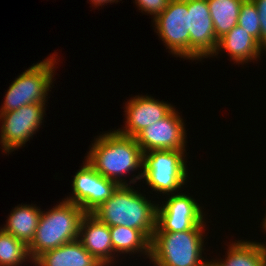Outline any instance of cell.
Wrapping results in <instances>:
<instances>
[{
  "label": "cell",
  "mask_w": 266,
  "mask_h": 266,
  "mask_svg": "<svg viewBox=\"0 0 266 266\" xmlns=\"http://www.w3.org/2000/svg\"><path fill=\"white\" fill-rule=\"evenodd\" d=\"M263 223H262V227H263V229H264V233H266V215H265V218H263Z\"/></svg>",
  "instance_id": "27"
},
{
  "label": "cell",
  "mask_w": 266,
  "mask_h": 266,
  "mask_svg": "<svg viewBox=\"0 0 266 266\" xmlns=\"http://www.w3.org/2000/svg\"><path fill=\"white\" fill-rule=\"evenodd\" d=\"M26 261L33 264L28 246L0 227V266H21Z\"/></svg>",
  "instance_id": "21"
},
{
  "label": "cell",
  "mask_w": 266,
  "mask_h": 266,
  "mask_svg": "<svg viewBox=\"0 0 266 266\" xmlns=\"http://www.w3.org/2000/svg\"><path fill=\"white\" fill-rule=\"evenodd\" d=\"M237 25L249 33V35H251L261 47V25L259 13L252 0H243Z\"/></svg>",
  "instance_id": "22"
},
{
  "label": "cell",
  "mask_w": 266,
  "mask_h": 266,
  "mask_svg": "<svg viewBox=\"0 0 266 266\" xmlns=\"http://www.w3.org/2000/svg\"><path fill=\"white\" fill-rule=\"evenodd\" d=\"M91 145L85 158L102 176L119 185L135 184L142 179L143 152L136 138L110 130L100 134ZM138 168L141 169L139 175H134L127 183L123 176Z\"/></svg>",
  "instance_id": "1"
},
{
  "label": "cell",
  "mask_w": 266,
  "mask_h": 266,
  "mask_svg": "<svg viewBox=\"0 0 266 266\" xmlns=\"http://www.w3.org/2000/svg\"><path fill=\"white\" fill-rule=\"evenodd\" d=\"M46 103H32L17 110L0 113V145L3 153L17 150L36 134L42 125ZM45 107V108H44Z\"/></svg>",
  "instance_id": "7"
},
{
  "label": "cell",
  "mask_w": 266,
  "mask_h": 266,
  "mask_svg": "<svg viewBox=\"0 0 266 266\" xmlns=\"http://www.w3.org/2000/svg\"><path fill=\"white\" fill-rule=\"evenodd\" d=\"M86 212L77 204L62 200L42 211L33 241L28 246L31 259L63 244L78 240L81 220Z\"/></svg>",
  "instance_id": "3"
},
{
  "label": "cell",
  "mask_w": 266,
  "mask_h": 266,
  "mask_svg": "<svg viewBox=\"0 0 266 266\" xmlns=\"http://www.w3.org/2000/svg\"><path fill=\"white\" fill-rule=\"evenodd\" d=\"M175 107L149 95H137L125 106V127L117 129L126 136L136 137L142 130L165 118Z\"/></svg>",
  "instance_id": "13"
},
{
  "label": "cell",
  "mask_w": 266,
  "mask_h": 266,
  "mask_svg": "<svg viewBox=\"0 0 266 266\" xmlns=\"http://www.w3.org/2000/svg\"><path fill=\"white\" fill-rule=\"evenodd\" d=\"M170 0H135L141 12L153 15V20L160 15L168 6Z\"/></svg>",
  "instance_id": "23"
},
{
  "label": "cell",
  "mask_w": 266,
  "mask_h": 266,
  "mask_svg": "<svg viewBox=\"0 0 266 266\" xmlns=\"http://www.w3.org/2000/svg\"><path fill=\"white\" fill-rule=\"evenodd\" d=\"M165 204L157 206V227L154 232H182L205 229V214L191 196L178 192L169 194Z\"/></svg>",
  "instance_id": "9"
},
{
  "label": "cell",
  "mask_w": 266,
  "mask_h": 266,
  "mask_svg": "<svg viewBox=\"0 0 266 266\" xmlns=\"http://www.w3.org/2000/svg\"><path fill=\"white\" fill-rule=\"evenodd\" d=\"M204 230L154 232L150 261L154 266H202L206 262L202 257Z\"/></svg>",
  "instance_id": "4"
},
{
  "label": "cell",
  "mask_w": 266,
  "mask_h": 266,
  "mask_svg": "<svg viewBox=\"0 0 266 266\" xmlns=\"http://www.w3.org/2000/svg\"><path fill=\"white\" fill-rule=\"evenodd\" d=\"M134 190L131 185H120L113 195L92 214L101 222L112 226H125L141 230L150 240L157 227V206L155 201Z\"/></svg>",
  "instance_id": "2"
},
{
  "label": "cell",
  "mask_w": 266,
  "mask_h": 266,
  "mask_svg": "<svg viewBox=\"0 0 266 266\" xmlns=\"http://www.w3.org/2000/svg\"><path fill=\"white\" fill-rule=\"evenodd\" d=\"M184 153L186 150H151L143 153L142 179L151 190L163 195L181 192L188 178Z\"/></svg>",
  "instance_id": "6"
},
{
  "label": "cell",
  "mask_w": 266,
  "mask_h": 266,
  "mask_svg": "<svg viewBox=\"0 0 266 266\" xmlns=\"http://www.w3.org/2000/svg\"><path fill=\"white\" fill-rule=\"evenodd\" d=\"M41 213L40 207L19 204L11 211L1 229L29 246L35 237Z\"/></svg>",
  "instance_id": "17"
},
{
  "label": "cell",
  "mask_w": 266,
  "mask_h": 266,
  "mask_svg": "<svg viewBox=\"0 0 266 266\" xmlns=\"http://www.w3.org/2000/svg\"><path fill=\"white\" fill-rule=\"evenodd\" d=\"M190 60L211 57L218 44L207 0H187Z\"/></svg>",
  "instance_id": "12"
},
{
  "label": "cell",
  "mask_w": 266,
  "mask_h": 266,
  "mask_svg": "<svg viewBox=\"0 0 266 266\" xmlns=\"http://www.w3.org/2000/svg\"><path fill=\"white\" fill-rule=\"evenodd\" d=\"M202 266H218V264L212 259V261L209 259L206 260V262Z\"/></svg>",
  "instance_id": "26"
},
{
  "label": "cell",
  "mask_w": 266,
  "mask_h": 266,
  "mask_svg": "<svg viewBox=\"0 0 266 266\" xmlns=\"http://www.w3.org/2000/svg\"><path fill=\"white\" fill-rule=\"evenodd\" d=\"M259 13L261 25V48L266 51V0H252Z\"/></svg>",
  "instance_id": "24"
},
{
  "label": "cell",
  "mask_w": 266,
  "mask_h": 266,
  "mask_svg": "<svg viewBox=\"0 0 266 266\" xmlns=\"http://www.w3.org/2000/svg\"><path fill=\"white\" fill-rule=\"evenodd\" d=\"M114 255L141 253L151 256V240L141 231L125 226L109 227ZM133 252V253H132Z\"/></svg>",
  "instance_id": "19"
},
{
  "label": "cell",
  "mask_w": 266,
  "mask_h": 266,
  "mask_svg": "<svg viewBox=\"0 0 266 266\" xmlns=\"http://www.w3.org/2000/svg\"><path fill=\"white\" fill-rule=\"evenodd\" d=\"M242 2L243 0H207L217 39L237 25Z\"/></svg>",
  "instance_id": "20"
},
{
  "label": "cell",
  "mask_w": 266,
  "mask_h": 266,
  "mask_svg": "<svg viewBox=\"0 0 266 266\" xmlns=\"http://www.w3.org/2000/svg\"><path fill=\"white\" fill-rule=\"evenodd\" d=\"M89 1H91V3L93 4L92 6H95V7L102 6L105 3L106 4L112 3V2L114 3L115 1L116 3L119 2L118 0H89Z\"/></svg>",
  "instance_id": "25"
},
{
  "label": "cell",
  "mask_w": 266,
  "mask_h": 266,
  "mask_svg": "<svg viewBox=\"0 0 266 266\" xmlns=\"http://www.w3.org/2000/svg\"><path fill=\"white\" fill-rule=\"evenodd\" d=\"M232 241L225 259L214 260L218 266H266V244L247 241Z\"/></svg>",
  "instance_id": "18"
},
{
  "label": "cell",
  "mask_w": 266,
  "mask_h": 266,
  "mask_svg": "<svg viewBox=\"0 0 266 266\" xmlns=\"http://www.w3.org/2000/svg\"><path fill=\"white\" fill-rule=\"evenodd\" d=\"M83 247L103 266L115 263L109 226L92 213H86L81 220L79 238Z\"/></svg>",
  "instance_id": "14"
},
{
  "label": "cell",
  "mask_w": 266,
  "mask_h": 266,
  "mask_svg": "<svg viewBox=\"0 0 266 266\" xmlns=\"http://www.w3.org/2000/svg\"><path fill=\"white\" fill-rule=\"evenodd\" d=\"M153 24L171 54L190 60L189 13L187 0H170Z\"/></svg>",
  "instance_id": "8"
},
{
  "label": "cell",
  "mask_w": 266,
  "mask_h": 266,
  "mask_svg": "<svg viewBox=\"0 0 266 266\" xmlns=\"http://www.w3.org/2000/svg\"><path fill=\"white\" fill-rule=\"evenodd\" d=\"M222 49L227 51L230 59L236 64L256 61L261 53H264L259 43L239 25L218 39L217 48L211 57L217 56L219 51H223Z\"/></svg>",
  "instance_id": "15"
},
{
  "label": "cell",
  "mask_w": 266,
  "mask_h": 266,
  "mask_svg": "<svg viewBox=\"0 0 266 266\" xmlns=\"http://www.w3.org/2000/svg\"><path fill=\"white\" fill-rule=\"evenodd\" d=\"M35 266H103L79 240H75L39 255Z\"/></svg>",
  "instance_id": "16"
},
{
  "label": "cell",
  "mask_w": 266,
  "mask_h": 266,
  "mask_svg": "<svg viewBox=\"0 0 266 266\" xmlns=\"http://www.w3.org/2000/svg\"><path fill=\"white\" fill-rule=\"evenodd\" d=\"M58 54L33 64L8 87L0 113L17 110L32 103H45L52 85Z\"/></svg>",
  "instance_id": "5"
},
{
  "label": "cell",
  "mask_w": 266,
  "mask_h": 266,
  "mask_svg": "<svg viewBox=\"0 0 266 266\" xmlns=\"http://www.w3.org/2000/svg\"><path fill=\"white\" fill-rule=\"evenodd\" d=\"M174 108L165 118L142 130L135 138L143 153L151 150H186L185 124Z\"/></svg>",
  "instance_id": "11"
},
{
  "label": "cell",
  "mask_w": 266,
  "mask_h": 266,
  "mask_svg": "<svg viewBox=\"0 0 266 266\" xmlns=\"http://www.w3.org/2000/svg\"><path fill=\"white\" fill-rule=\"evenodd\" d=\"M71 185L73 194L64 200L77 204L86 213H92L120 186L98 173L86 159L81 169L74 175Z\"/></svg>",
  "instance_id": "10"
}]
</instances>
